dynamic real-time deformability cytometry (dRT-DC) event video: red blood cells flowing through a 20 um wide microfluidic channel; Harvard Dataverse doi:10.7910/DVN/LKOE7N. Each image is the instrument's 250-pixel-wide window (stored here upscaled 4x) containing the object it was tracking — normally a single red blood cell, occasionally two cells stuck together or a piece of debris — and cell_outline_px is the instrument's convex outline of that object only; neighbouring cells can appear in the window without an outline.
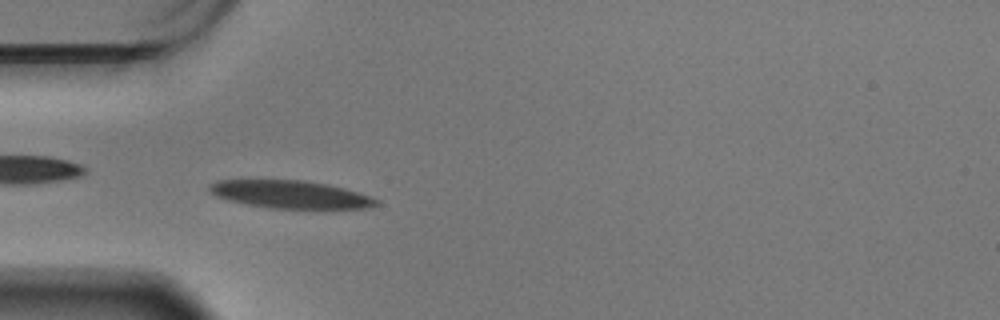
{"species": "Egyptian fruit bat (a non-hibernating species)", "species_latin": "Rousettus aegyptiacus", "temperature_condition": "warm", "stored_images_in_passage": 58, "camera_frame_rate_fps": 3000, "um_per_image_px": 0.085, "animal": {"sex": "male"}, "frame": {"image": 1, "passage_image": 17, "time_ms": 5.333, "image_size_px": [1000, 320], "cell_outline_px": [[380, 204], [368, 208], [324, 212], [272, 208], [248, 204], [228, 200], [216, 196], [208, 188], [208, 184], [220, 180], [304, 180], [328, 184], [344, 188], [380, 200]], "centroid_in_image_um": [24.82, 16.58], "position_along_channel_um": 60.2, "area_um2": 28.15}}
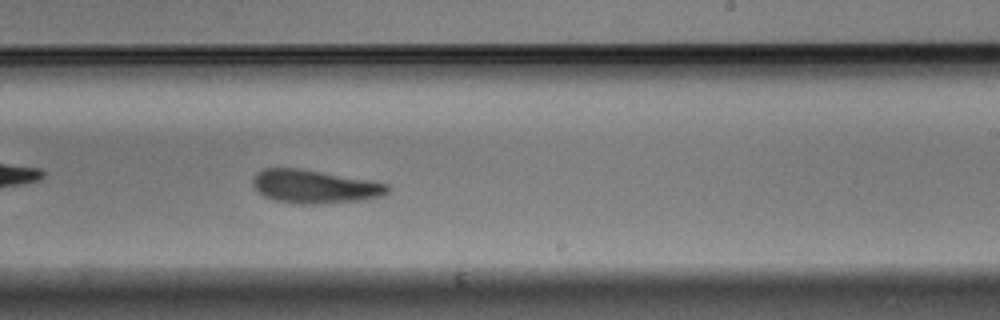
{"frame": {"image": 2, "passage_image": 35, "time_ms": 11.333, "image_size_px": [1000, 320], "cell_outline_px": [[388, 192], [380, 196], [364, 200], [312, 204], [300, 204], [276, 200], [264, 196], [252, 184], [252, 176], [256, 172], [264, 168], [296, 168], [368, 180], [388, 184]], "centroid_in_image_um": [26.7, 15.86], "position_along_channel_um": 262.3, "area_um2": 25.84}}
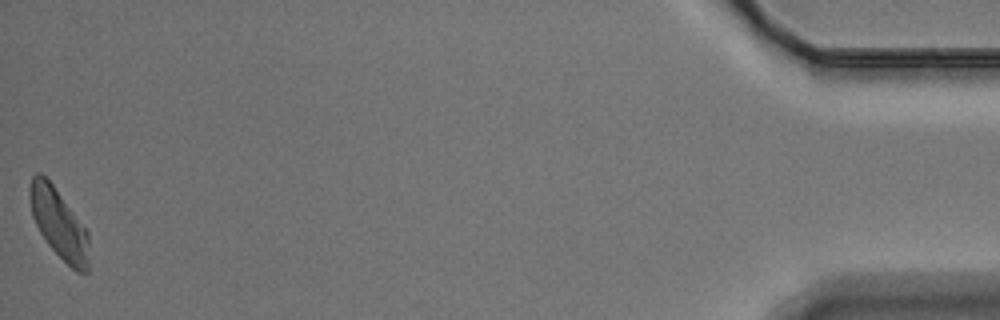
{"frame": {"image": 3, "passage_image": 58, "time_ms": 19.0, "image_size_px": [1000, 320], "cell_outline_px": [[88, 272], [76, 272], [48, 244], [40, 232], [32, 216], [28, 196], [28, 188], [32, 176], [36, 172], [40, 172], [52, 184], [88, 232]], "centroid_in_image_um": [4.97, 18.98], "position_along_channel_um": 430.2, "area_um2": 23.64}, "authors_computed_cell_mechanics": {"area_um2": 26.1256, "velocity_mm_per_s": 3.4084, "shape_relaxation_time_tau1_ms": 5.0526, "shape_relaxation_time_tau2_ms": 7.8051, "deformation_change_tau1": 0.1981, "deformation_change_tau2": 0.1754}}